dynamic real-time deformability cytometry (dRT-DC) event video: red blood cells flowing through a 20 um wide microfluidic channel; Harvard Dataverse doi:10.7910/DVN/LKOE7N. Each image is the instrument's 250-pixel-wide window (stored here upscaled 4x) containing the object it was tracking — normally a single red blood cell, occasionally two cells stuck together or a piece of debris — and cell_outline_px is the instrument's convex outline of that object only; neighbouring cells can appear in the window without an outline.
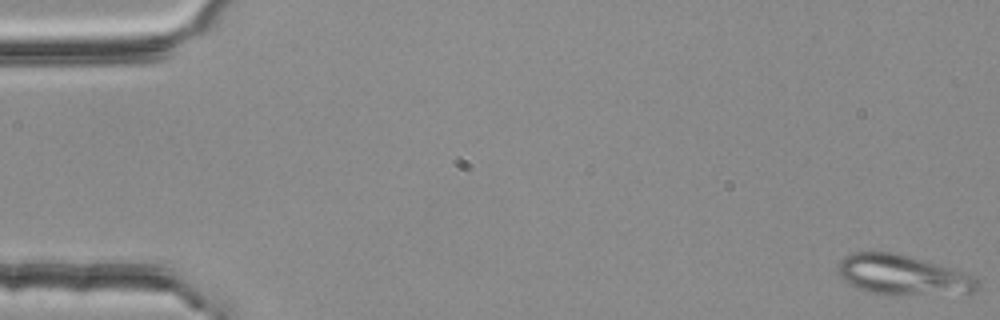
{"species": "common noctule bat (a hibernating species)", "species_latin": "Nyctalus noctula", "temperature_condition": "room temperature", "stored_images_in_passage": 53, "segment_of_instrument_passage": [1, 2], "camera_frame_rate_fps": 3000, "um_per_image_px": 0.085, "animal": {"sex": "female", "body_mass_g": 25.1}, "frame": {"image": 1, "passage_image": 1, "time_ms": 0.0, "image_size_px": [1000, 320], "cell_outline_px": [[980, 284], [976, 292], [972, 296], [868, 292], [844, 280], [836, 272], [836, 264], [840, 260], [852, 252], [892, 252], [924, 260], [976, 276]], "centroid_in_image_um": [76.83, 23.39], "position_along_channel_um": 8.2, "area_um2": 32.71}}